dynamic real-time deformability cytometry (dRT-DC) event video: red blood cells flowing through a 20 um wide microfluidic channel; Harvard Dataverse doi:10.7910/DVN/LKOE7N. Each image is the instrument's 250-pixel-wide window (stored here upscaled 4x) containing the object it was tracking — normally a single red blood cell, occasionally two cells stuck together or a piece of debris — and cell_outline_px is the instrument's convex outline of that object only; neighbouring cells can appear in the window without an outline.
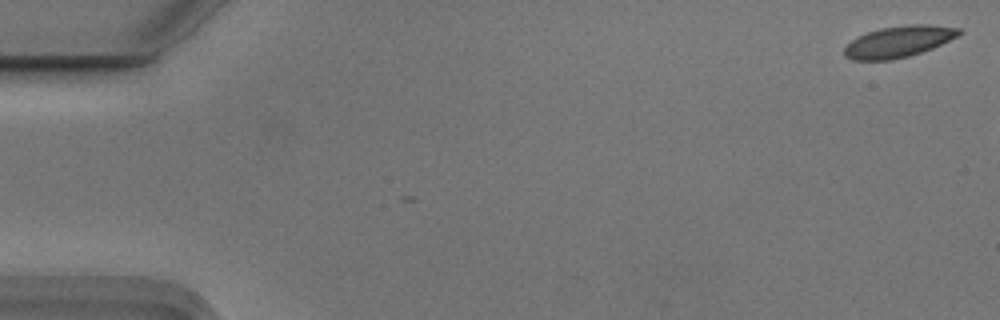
{"species": "Egyptian fruit bat (a non-hibernating species)", "species_latin": "Rousettus aegyptiacus", "temperature_condition": "cold", "stored_images_in_passage": 2, "camera_frame_rate_fps": 3000, "um_per_image_px": 0.085, "animal": {"sex": "male"}, "frame": {"image": 1, "passage_image": 2, "time_ms": 0.333, "image_size_px": [1000, 320], "cell_outline_px": [[964, 32], [932, 48], [908, 56], [892, 60], [852, 60], [844, 56], [844, 48], [852, 40], [868, 32], [880, 28], [908, 24], [928, 24], [960, 28]], "centroid_in_image_um": [76.38, 3.53], "position_along_channel_um": 8.6, "area_um2": 20.75}}